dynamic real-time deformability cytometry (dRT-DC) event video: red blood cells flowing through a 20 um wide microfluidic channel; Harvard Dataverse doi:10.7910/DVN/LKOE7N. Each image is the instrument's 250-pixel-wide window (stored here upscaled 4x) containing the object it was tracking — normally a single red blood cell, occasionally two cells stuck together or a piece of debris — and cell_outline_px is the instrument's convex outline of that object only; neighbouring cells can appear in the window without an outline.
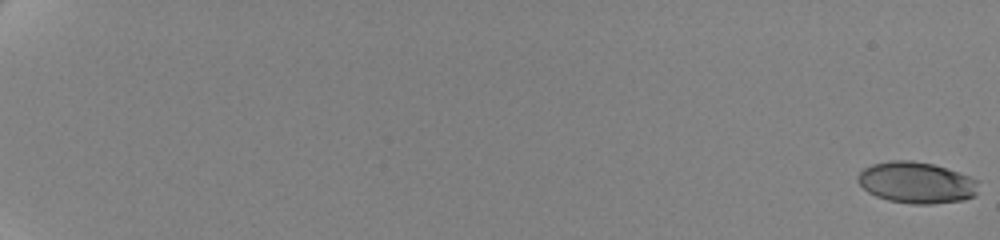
{"species": "human", "species_latin": "Homo sapiens", "temperature_condition": "cold", "stored_images_in_passage": 39, "camera_frame_rate_fps": 3000, "um_per_image_px": 0.085, "donor": {"sex": "female"}, "frame": {"image": 1, "passage_image": 1, "time_ms": 0.0, "image_size_px": [1000, 240], "cell_outline_px": [[980, 180], [976, 196], [964, 200], [932, 204], [912, 204], [888, 200], [876, 196], [868, 192], [856, 180], [856, 176], [864, 168], [872, 164], [888, 160], [912, 160], [932, 164], [960, 172]], "centroid_in_image_um": [77.93, 15.52], "position_along_channel_um": 7.1, "area_um2": 29.48}}
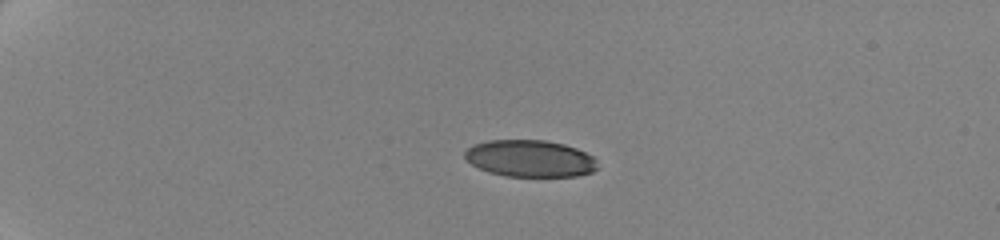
{"frame": {"image": 2, "passage_image": 29, "time_ms": 5.667, "image_size_px": [1000, 240], "cell_outline_px": [[600, 168], [592, 172], [576, 176], [504, 176], [488, 172], [472, 164], [464, 156], [464, 152], [472, 144], [488, 140], [548, 140], [564, 144], [576, 148], [592, 156], [596, 160]], "centroid_in_image_um": [45.06, 13.47], "position_along_channel_um": 39.9, "area_um2": 28.67}}